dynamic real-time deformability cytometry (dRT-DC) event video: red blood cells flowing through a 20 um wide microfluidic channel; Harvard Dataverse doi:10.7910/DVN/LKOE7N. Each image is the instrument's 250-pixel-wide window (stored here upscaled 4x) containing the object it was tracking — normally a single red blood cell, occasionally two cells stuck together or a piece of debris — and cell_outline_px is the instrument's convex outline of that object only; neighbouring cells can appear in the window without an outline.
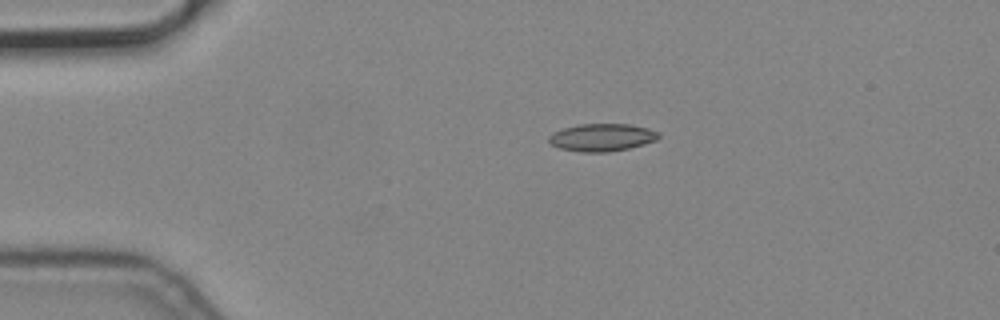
{"species": "common noctule bat (a hibernating species)", "species_latin": "Nyctalus noctula", "temperature_condition": "cold", "stored_images_in_passage": 3, "camera_frame_rate_fps": 3000, "um_per_image_px": 0.085, "animal": {"sex": "male", "body_mass_g": 19.2, "forearm_length_mm": 51.8}, "frame": {"image": 1, "passage_image": 1, "time_ms": 0.0, "image_size_px": [1000, 320], "cell_outline_px": [[660, 136], [656, 140], [644, 144], [628, 148], [608, 152], [584, 152], [560, 148], [552, 144], [548, 140], [548, 136], [552, 132], [564, 128], [580, 124], [632, 124], [648, 128], [660, 132]], "centroid_in_image_um": [51.18, 11.67], "position_along_channel_um": 33.8, "area_um2": 17.63}}
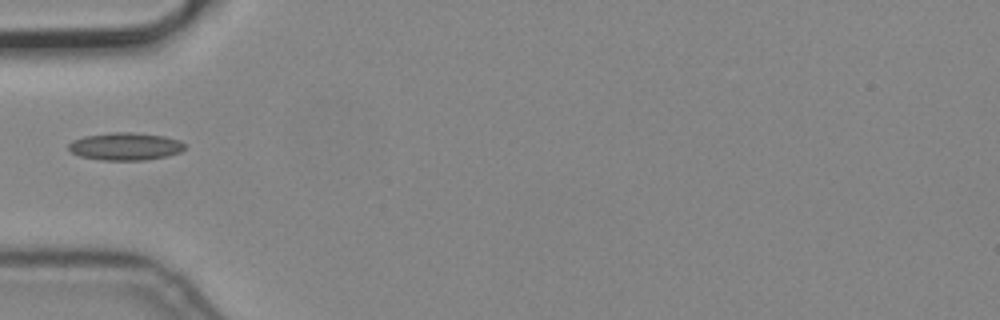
{"frame": {"image": 2, "passage_image": 3, "time_ms": 0.667, "image_size_px": [1000, 320], "cell_outline_px": [[184, 148], [180, 152], [164, 156], [144, 160], [100, 160], [80, 156], [72, 152], [68, 148], [68, 144], [72, 140], [84, 136], [112, 132], [132, 132], [164, 136], [180, 140], [184, 144]], "centroid_in_image_um": [10.62, 12.44], "position_along_channel_um": 74.4, "area_um2": 18.61}}